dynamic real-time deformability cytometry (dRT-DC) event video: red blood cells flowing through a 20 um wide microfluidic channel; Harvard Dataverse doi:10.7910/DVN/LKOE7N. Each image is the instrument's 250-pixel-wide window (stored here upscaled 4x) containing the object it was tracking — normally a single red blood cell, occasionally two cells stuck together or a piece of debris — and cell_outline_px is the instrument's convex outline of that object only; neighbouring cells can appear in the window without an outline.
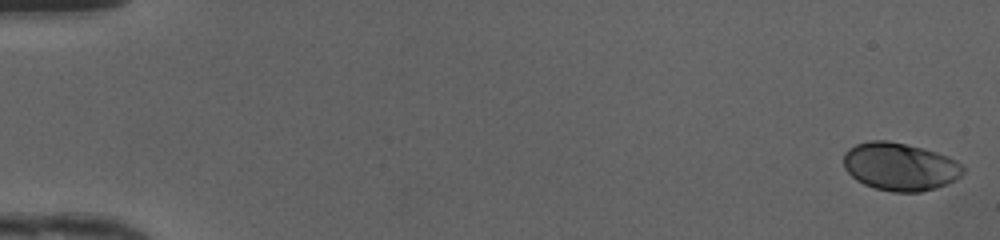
{"species": "human", "species_latin": "Homo sapiens", "temperature_condition": "cold", "stored_images_in_passage": 49, "camera_frame_rate_fps": 3000, "um_per_image_px": 0.085, "donor": {"sex": "female"}, "frame": {"image": 1, "passage_image": 1, "time_ms": 0.0, "image_size_px": [1000, 240], "cell_outline_px": [[964, 172], [956, 180], [948, 184], [936, 188], [920, 192], [892, 192], [876, 188], [864, 184], [856, 180], [844, 168], [844, 152], [848, 148], [856, 144], [872, 140], [888, 140], [936, 152], [948, 156], [956, 160], [964, 168]], "centroid_in_image_um": [76.5, 14.17], "position_along_channel_um": 8.5, "area_um2": 33.35}}
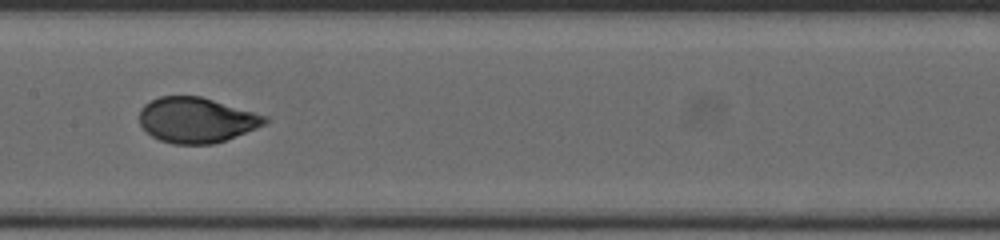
{"frame": {"image": 2, "passage_image": 26, "time_ms": 8.333, "image_size_px": [1000, 240], "cell_outline_px": [[268, 120], [264, 124], [256, 128], [224, 140], [212, 144], [172, 144], [160, 140], [152, 136], [140, 124], [140, 108], [144, 104], [160, 96], [200, 96], [268, 116]], "centroid_in_image_um": [16.68, 10.2], "position_along_channel_um": 190.7, "area_um2": 32.83}}
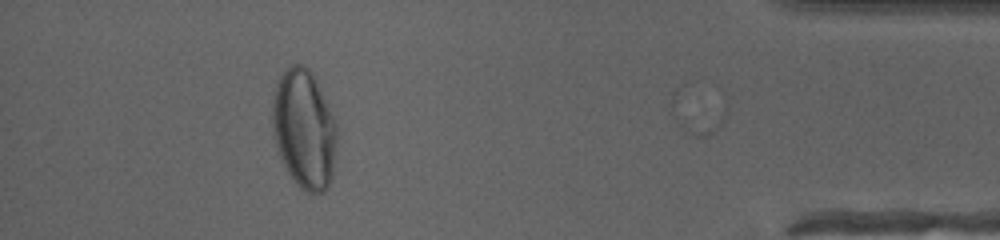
{"frame": {"image": 3, "passage_image": 45, "time_ms": 14.667, "image_size_px": [1000, 240], "cell_outline_px": [[336, 148], [332, 180], [328, 188], [324, 192], [308, 192], [300, 188], [296, 184], [288, 172], [276, 152], [272, 136], [272, 108], [276, 80], [292, 64], [304, 64], [312, 72], [332, 112], [336, 124]], "centroid_in_image_um": [25.83, 10.99], "position_along_channel_um": 409.4, "area_um2": 45.37}, "authors_computed_cell_mechanics": {"area_um2": 33.2928, "velocity_mm_per_s": 4.2024, "shape_relaxation_time_tau1_ms": 3.11, "shape_relaxation_time_tau2_ms": null, "deformation_change_tau1": 0.173, "deformation_change_tau2": null}}